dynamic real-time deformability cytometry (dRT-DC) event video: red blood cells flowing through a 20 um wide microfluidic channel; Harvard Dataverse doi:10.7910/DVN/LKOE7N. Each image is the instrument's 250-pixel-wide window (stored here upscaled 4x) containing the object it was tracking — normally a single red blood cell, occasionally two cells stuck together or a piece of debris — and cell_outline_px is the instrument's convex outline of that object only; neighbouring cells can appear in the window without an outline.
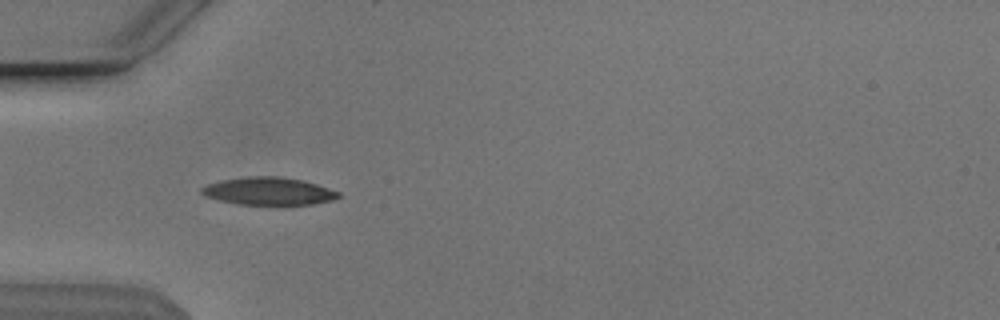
{"species": "Egyptian fruit bat (a non-hibernating species)", "species_latin": "Rousettus aegyptiacus", "temperature_condition": "cold", "stored_images_in_passage": 51, "camera_frame_rate_fps": 3000, "um_per_image_px": 0.085, "animal": {"sex": "male"}, "frame": {"image": 1, "passage_image": 14, "time_ms": 4.333, "image_size_px": [1000, 320], "cell_outline_px": [[340, 196], [332, 200], [312, 204], [236, 204], [204, 196], [200, 192], [200, 188], [208, 184], [220, 180], [248, 176], [280, 176], [304, 180], [340, 192]], "centroid_in_image_um": [22.8, 16.23], "position_along_channel_um": 62.2, "area_um2": 22.02}}
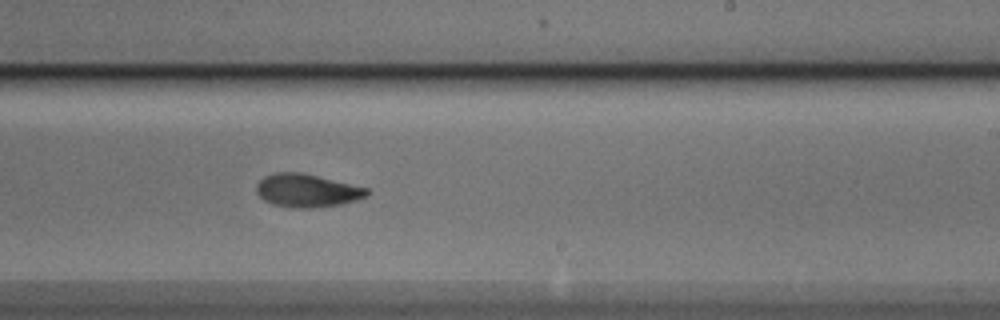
{"frame": {"image": 2, "passage_image": 30, "time_ms": 9.667, "image_size_px": [1000, 320], "cell_outline_px": [[372, 192], [368, 196], [356, 200], [340, 204], [312, 208], [292, 208], [272, 204], [264, 200], [256, 192], [256, 184], [264, 176], [276, 172], [300, 172], [368, 188]], "centroid_in_image_um": [26.09, 16.2], "position_along_channel_um": 262.9, "area_um2": 21.39}}
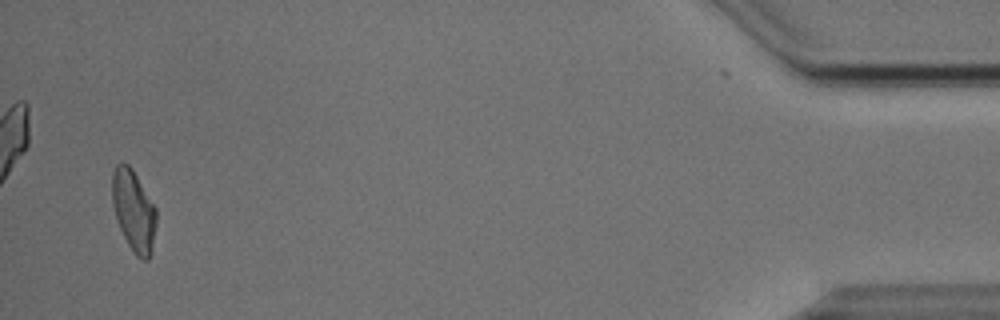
{"frame": {"image": 3, "passage_image": 49, "time_ms": 16.0, "image_size_px": [1000, 320], "cell_outline_px": [[156, 224], [152, 252], [148, 260], [144, 260], [136, 256], [128, 244], [116, 220], [112, 204], [112, 172], [116, 164], [120, 160], [128, 164], [132, 168], [156, 208]], "centroid_in_image_um": [11.35, 17.88], "position_along_channel_um": 423.8, "area_um2": 21.1}, "authors_computed_cell_mechanics": {"area_um2": 20.9814, "velocity_mm_per_s": 3.8251, "shape_relaxation_time_tau1_ms": 3.8708, "shape_relaxation_time_tau2_ms": 2.9408, "deformation_change_tau1": 0.1528, "deformation_change_tau2": 0.0623}}